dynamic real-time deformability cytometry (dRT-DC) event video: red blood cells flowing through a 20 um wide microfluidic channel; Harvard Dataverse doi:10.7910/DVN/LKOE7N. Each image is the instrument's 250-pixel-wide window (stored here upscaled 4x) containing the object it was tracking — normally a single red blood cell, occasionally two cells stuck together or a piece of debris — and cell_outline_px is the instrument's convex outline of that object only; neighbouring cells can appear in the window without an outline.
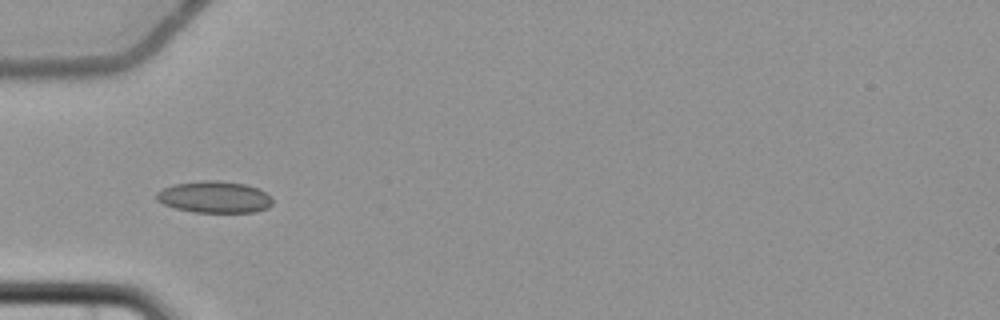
{"species": "common noctule bat (a hibernating species)", "species_latin": "Nyctalus noctula", "temperature_condition": "cold", "stored_images_in_passage": 6, "camera_frame_rate_fps": 3000, "um_per_image_px": 0.085, "animal": {"sex": "female", "body_mass_g": 22.7, "forearm_length_mm": 54.2}, "frame": {"image": 1, "passage_image": 6, "time_ms": 6.0, "image_size_px": [1000, 320], "cell_outline_px": [[272, 204], [268, 208], [256, 212], [192, 212], [176, 208], [164, 204], [156, 200], [156, 192], [164, 188], [176, 184], [204, 180], [220, 180], [244, 184], [256, 188], [272, 196]], "centroid_in_image_um": [18.24, 16.75], "position_along_channel_um": 66.8, "area_um2": 21.39}}